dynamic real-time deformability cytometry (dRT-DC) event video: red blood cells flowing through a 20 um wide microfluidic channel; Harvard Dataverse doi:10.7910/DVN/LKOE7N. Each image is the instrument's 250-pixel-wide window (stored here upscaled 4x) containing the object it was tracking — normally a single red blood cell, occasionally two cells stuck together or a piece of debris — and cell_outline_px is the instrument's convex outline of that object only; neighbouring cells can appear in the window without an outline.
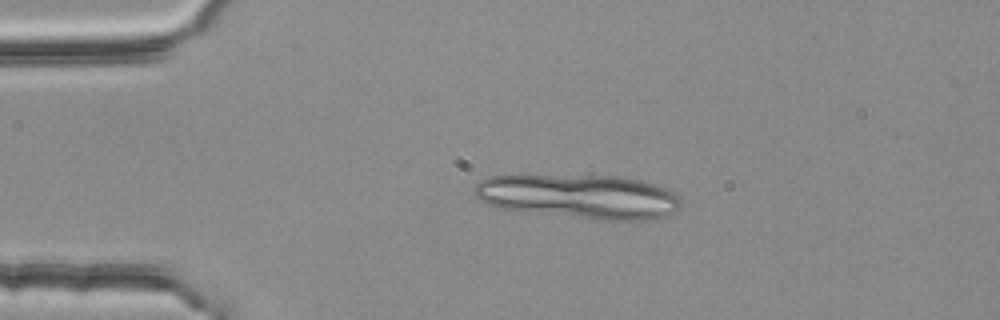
{"species": "common noctule bat (a hibernating species)", "species_latin": "Nyctalus noctula", "temperature_condition": "room temperature", "stored_images_in_passage": 2, "camera_frame_rate_fps": 3000, "um_per_image_px": 0.085, "animal": {"sex": "female", "body_mass_g": 25.1}, "frame": {"image": 1, "passage_image": 1, "time_ms": 0.0, "image_size_px": [1000, 320], "cell_outline_px": [[680, 208], [676, 212], [664, 216], [648, 220], [604, 220], [496, 208], [480, 200], [476, 196], [476, 184], [480, 180], [488, 176], [624, 176], [656, 184], [676, 192], [680, 196]], "centroid_in_image_um": [49.31, 16.7], "position_along_channel_um": 35.7, "area_um2": 53.18}}